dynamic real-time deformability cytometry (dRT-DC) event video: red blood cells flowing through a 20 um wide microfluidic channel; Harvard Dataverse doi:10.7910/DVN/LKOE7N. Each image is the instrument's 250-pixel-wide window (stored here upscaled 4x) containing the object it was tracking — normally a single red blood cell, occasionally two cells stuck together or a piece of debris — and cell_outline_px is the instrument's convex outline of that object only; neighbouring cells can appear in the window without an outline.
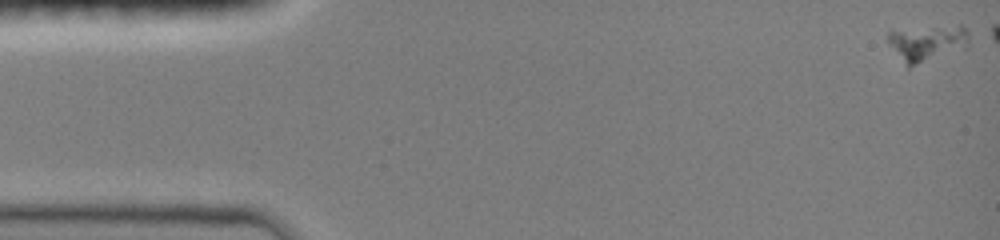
{"species": "common noctule bat (a hibernating species)", "species_latin": "Nyctalus noctula", "temperature_condition": "room temperature", "stored_images_in_passage": 5, "camera_frame_rate_fps": 3000, "um_per_image_px": 0.085, "animal": {"sex": "female", "body_mass_g": 19.0, "forearm_length_mm": 51.5}, "frame": {"image": 1, "passage_image": 1, "time_ms": 0.0, "image_size_px": [1000, 240], "cell_outline_px": [[968, 44], [964, 48], [908, 68], [888, 44], [888, 28], [960, 24], [968, 32]], "centroid_in_image_um": [78.74, 3.59], "position_along_channel_um": 6.3, "area_um2": 17.74}}